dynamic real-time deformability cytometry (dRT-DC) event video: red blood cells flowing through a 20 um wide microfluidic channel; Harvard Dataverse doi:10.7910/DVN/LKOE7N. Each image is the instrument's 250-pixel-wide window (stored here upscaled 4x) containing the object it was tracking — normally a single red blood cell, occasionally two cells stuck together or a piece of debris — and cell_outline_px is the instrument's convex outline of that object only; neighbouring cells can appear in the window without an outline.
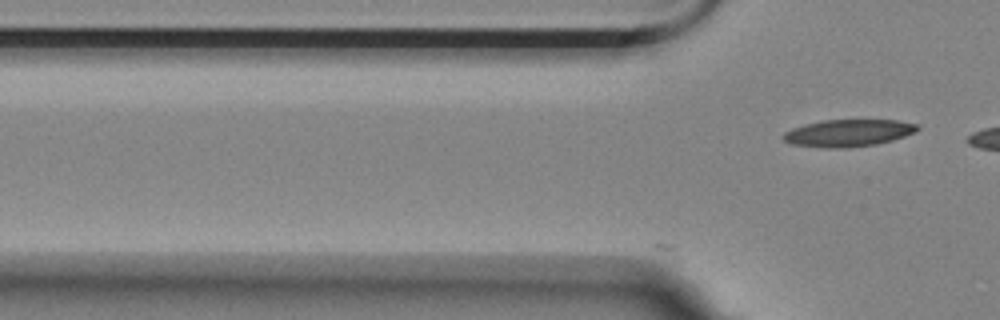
{"species": "Egyptian fruit bat (a non-hibernating species)", "species_latin": "Rousettus aegyptiacus", "temperature_condition": "room temperature", "stored_images_in_passage": 11, "camera_frame_rate_fps": 3000, "um_per_image_px": 0.085, "animal": {"sex": "female"}, "frame": {"image": 1, "passage_image": 11, "time_ms": 3.333, "image_size_px": [1000, 320], "cell_outline_px": [[920, 128], [916, 132], [892, 140], [876, 144], [848, 148], [824, 148], [792, 144], [784, 140], [780, 136], [784, 132], [792, 128], [804, 124], [824, 120], [896, 120], [920, 124]], "centroid_in_image_um": [72.1, 11.3], "position_along_channel_um": 53.7, "area_um2": 21.39}}